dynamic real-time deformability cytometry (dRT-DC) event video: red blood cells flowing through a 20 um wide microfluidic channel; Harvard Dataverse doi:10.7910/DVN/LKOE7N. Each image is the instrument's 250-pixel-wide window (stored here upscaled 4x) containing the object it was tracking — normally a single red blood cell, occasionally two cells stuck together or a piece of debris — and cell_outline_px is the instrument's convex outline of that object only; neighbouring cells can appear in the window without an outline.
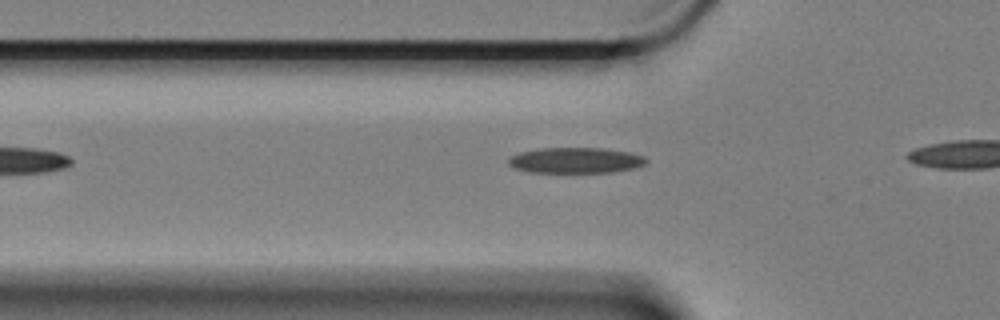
{"species": "Egyptian fruit bat (a non-hibernating species)", "species_latin": "Rousettus aegyptiacus", "temperature_condition": "cold", "stored_images_in_passage": 5, "segment_of_instrument_passage": [1, 2], "camera_frame_rate_fps": 3000, "um_per_image_px": 0.085, "animal": {"sex": "female"}, "frame": {"image": 1, "passage_image": 4, "time_ms": 1.0, "image_size_px": [1000, 320], "cell_outline_px": [[648, 160], [644, 164], [636, 168], [612, 172], [528, 172], [516, 168], [508, 164], [508, 160], [512, 156], [520, 152], [540, 148], [604, 148], [628, 152], [644, 156]], "centroid_in_image_um": [48.95, 13.63], "position_along_channel_um": 76.9, "area_um2": 20.52}}